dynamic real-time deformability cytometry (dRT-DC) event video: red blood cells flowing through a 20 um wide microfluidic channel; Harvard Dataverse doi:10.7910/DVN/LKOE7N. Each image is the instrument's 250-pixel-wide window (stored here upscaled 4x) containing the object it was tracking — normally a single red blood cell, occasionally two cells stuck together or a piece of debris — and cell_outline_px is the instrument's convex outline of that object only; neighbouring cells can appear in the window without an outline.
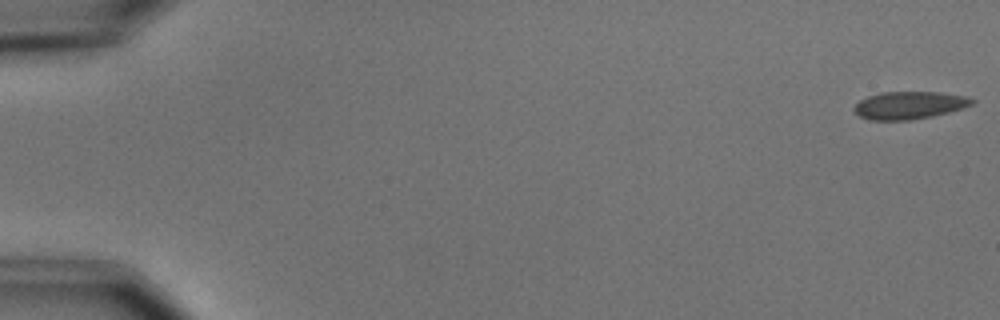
{"species": "common noctule bat (a hibernating species)", "species_latin": "Nyctalus noctula", "temperature_condition": "cold", "stored_images_in_passage": 7, "camera_frame_rate_fps": 3000, "um_per_image_px": 0.085, "animal": {"sex": "male", "body_mass_g": 15.6}, "frame": {"image": 1, "passage_image": 1, "time_ms": 0.0, "image_size_px": [1000, 320], "cell_outline_px": [[976, 100], [972, 104], [964, 108], [932, 116], [912, 120], [872, 120], [860, 116], [852, 108], [860, 100], [868, 96], [880, 92], [940, 92], [964, 96]], "centroid_in_image_um": [77.29, 8.94], "position_along_channel_um": 7.7, "area_um2": 18.9}}
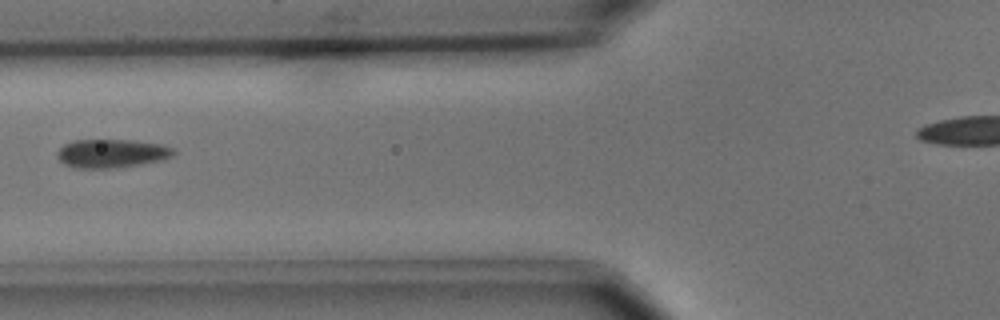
{"frame": {"image": 2, "passage_image": 7, "time_ms": 7.0, "image_size_px": [1000, 320], "cell_outline_px": [[176, 152], [172, 156], [164, 160], [140, 164], [112, 168], [76, 168], [64, 164], [56, 156], [56, 152], [64, 144], [76, 140], [132, 140], [160, 144], [176, 148]], "centroid_in_image_um": [9.51, 13.04], "position_along_channel_um": 116.3, "area_um2": 19.48}}